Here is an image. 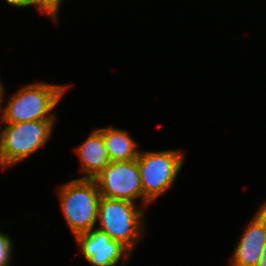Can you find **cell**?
<instances>
[{
  "instance_id": "cell-15",
  "label": "cell",
  "mask_w": 266,
  "mask_h": 266,
  "mask_svg": "<svg viewBox=\"0 0 266 266\" xmlns=\"http://www.w3.org/2000/svg\"><path fill=\"white\" fill-rule=\"evenodd\" d=\"M257 266H266V257L264 254L260 255L259 262Z\"/></svg>"
},
{
  "instance_id": "cell-7",
  "label": "cell",
  "mask_w": 266,
  "mask_h": 266,
  "mask_svg": "<svg viewBox=\"0 0 266 266\" xmlns=\"http://www.w3.org/2000/svg\"><path fill=\"white\" fill-rule=\"evenodd\" d=\"M77 245L91 266H117L121 259L128 260L131 251L121 242L112 240L104 231L93 228L75 236Z\"/></svg>"
},
{
  "instance_id": "cell-2",
  "label": "cell",
  "mask_w": 266,
  "mask_h": 266,
  "mask_svg": "<svg viewBox=\"0 0 266 266\" xmlns=\"http://www.w3.org/2000/svg\"><path fill=\"white\" fill-rule=\"evenodd\" d=\"M57 192L62 213L74 237L96 228L101 195L94 179H73L60 186Z\"/></svg>"
},
{
  "instance_id": "cell-8",
  "label": "cell",
  "mask_w": 266,
  "mask_h": 266,
  "mask_svg": "<svg viewBox=\"0 0 266 266\" xmlns=\"http://www.w3.org/2000/svg\"><path fill=\"white\" fill-rule=\"evenodd\" d=\"M266 244V202L244 229L233 251L230 266H257Z\"/></svg>"
},
{
  "instance_id": "cell-10",
  "label": "cell",
  "mask_w": 266,
  "mask_h": 266,
  "mask_svg": "<svg viewBox=\"0 0 266 266\" xmlns=\"http://www.w3.org/2000/svg\"><path fill=\"white\" fill-rule=\"evenodd\" d=\"M102 133L105 148L110 162L130 161L137 159L140 151L137 142L122 129L114 127L98 128Z\"/></svg>"
},
{
  "instance_id": "cell-4",
  "label": "cell",
  "mask_w": 266,
  "mask_h": 266,
  "mask_svg": "<svg viewBox=\"0 0 266 266\" xmlns=\"http://www.w3.org/2000/svg\"><path fill=\"white\" fill-rule=\"evenodd\" d=\"M55 120L0 124V165L8 168L38 151L51 138Z\"/></svg>"
},
{
  "instance_id": "cell-9",
  "label": "cell",
  "mask_w": 266,
  "mask_h": 266,
  "mask_svg": "<svg viewBox=\"0 0 266 266\" xmlns=\"http://www.w3.org/2000/svg\"><path fill=\"white\" fill-rule=\"evenodd\" d=\"M74 150L81 161V170L84 172V176L79 179H95L110 163L102 133L98 129Z\"/></svg>"
},
{
  "instance_id": "cell-5",
  "label": "cell",
  "mask_w": 266,
  "mask_h": 266,
  "mask_svg": "<svg viewBox=\"0 0 266 266\" xmlns=\"http://www.w3.org/2000/svg\"><path fill=\"white\" fill-rule=\"evenodd\" d=\"M143 204L150 205L157 197L171 189L184 164L181 150L140 152L137 157Z\"/></svg>"
},
{
  "instance_id": "cell-11",
  "label": "cell",
  "mask_w": 266,
  "mask_h": 266,
  "mask_svg": "<svg viewBox=\"0 0 266 266\" xmlns=\"http://www.w3.org/2000/svg\"><path fill=\"white\" fill-rule=\"evenodd\" d=\"M63 0H26V7L34 5L40 13L50 15L55 21L58 20L60 4Z\"/></svg>"
},
{
  "instance_id": "cell-6",
  "label": "cell",
  "mask_w": 266,
  "mask_h": 266,
  "mask_svg": "<svg viewBox=\"0 0 266 266\" xmlns=\"http://www.w3.org/2000/svg\"><path fill=\"white\" fill-rule=\"evenodd\" d=\"M94 180L101 197L134 203L135 199L140 197L143 202V189L136 159L110 162Z\"/></svg>"
},
{
  "instance_id": "cell-12",
  "label": "cell",
  "mask_w": 266,
  "mask_h": 266,
  "mask_svg": "<svg viewBox=\"0 0 266 266\" xmlns=\"http://www.w3.org/2000/svg\"><path fill=\"white\" fill-rule=\"evenodd\" d=\"M12 244L10 237L0 231V266H9L14 248Z\"/></svg>"
},
{
  "instance_id": "cell-14",
  "label": "cell",
  "mask_w": 266,
  "mask_h": 266,
  "mask_svg": "<svg viewBox=\"0 0 266 266\" xmlns=\"http://www.w3.org/2000/svg\"><path fill=\"white\" fill-rule=\"evenodd\" d=\"M4 92H6L5 88L0 81V113L2 112V106H3L2 103H3L4 94H5Z\"/></svg>"
},
{
  "instance_id": "cell-13",
  "label": "cell",
  "mask_w": 266,
  "mask_h": 266,
  "mask_svg": "<svg viewBox=\"0 0 266 266\" xmlns=\"http://www.w3.org/2000/svg\"><path fill=\"white\" fill-rule=\"evenodd\" d=\"M6 1L9 5H12L14 7H26V0H4Z\"/></svg>"
},
{
  "instance_id": "cell-3",
  "label": "cell",
  "mask_w": 266,
  "mask_h": 266,
  "mask_svg": "<svg viewBox=\"0 0 266 266\" xmlns=\"http://www.w3.org/2000/svg\"><path fill=\"white\" fill-rule=\"evenodd\" d=\"M134 202L100 197L97 221L99 230L121 242L131 252L144 234V211Z\"/></svg>"
},
{
  "instance_id": "cell-16",
  "label": "cell",
  "mask_w": 266,
  "mask_h": 266,
  "mask_svg": "<svg viewBox=\"0 0 266 266\" xmlns=\"http://www.w3.org/2000/svg\"><path fill=\"white\" fill-rule=\"evenodd\" d=\"M261 254H264V256L266 257V244L265 246L263 247L262 251H261Z\"/></svg>"
},
{
  "instance_id": "cell-1",
  "label": "cell",
  "mask_w": 266,
  "mask_h": 266,
  "mask_svg": "<svg viewBox=\"0 0 266 266\" xmlns=\"http://www.w3.org/2000/svg\"><path fill=\"white\" fill-rule=\"evenodd\" d=\"M68 85H53L43 82L28 84L2 106L0 123H22L37 120H55L52 111L62 100ZM50 113V114H49Z\"/></svg>"
}]
</instances>
